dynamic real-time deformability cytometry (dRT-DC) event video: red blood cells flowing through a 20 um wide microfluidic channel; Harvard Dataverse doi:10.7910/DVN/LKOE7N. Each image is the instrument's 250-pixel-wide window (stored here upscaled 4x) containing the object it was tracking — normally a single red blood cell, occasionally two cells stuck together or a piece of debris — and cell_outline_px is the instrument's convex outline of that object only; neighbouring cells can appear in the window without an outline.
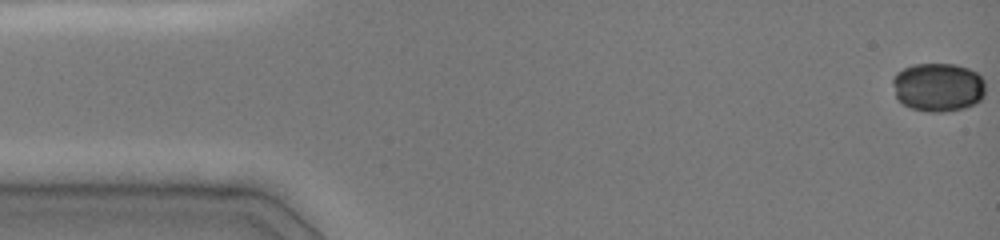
{"species": "common noctule bat (a hibernating species)", "species_latin": "Nyctalus noctula", "temperature_condition": "cold", "stored_images_in_passage": 14, "camera_frame_rate_fps": 3000, "um_per_image_px": 0.085, "animal": {"sex": "female", "body_mass_g": 19.0, "forearm_length_mm": 51.5}, "frame": {"image": 1, "passage_image": 1, "time_ms": 0.0, "image_size_px": [1000, 240], "cell_outline_px": [[984, 96], [976, 104], [964, 108], [944, 112], [928, 112], [912, 108], [904, 104], [896, 96], [892, 84], [892, 80], [896, 72], [904, 68], [916, 64], [956, 64], [968, 68], [976, 72], [984, 80]], "centroid_in_image_um": [79.75, 7.41], "position_along_channel_um": 5.3, "area_um2": 26.41}}
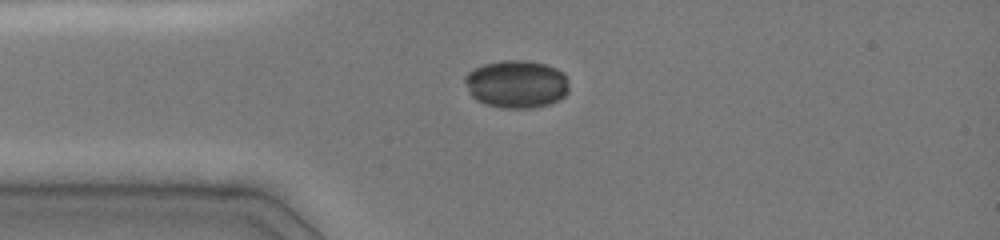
{"frame": {"image": 2, "passage_image": 12, "time_ms": 3.667, "image_size_px": [1000, 240], "cell_outline_px": [[568, 92], [560, 100], [548, 104], [532, 108], [500, 108], [484, 104], [476, 100], [468, 92], [464, 80], [464, 76], [468, 72], [484, 64], [500, 60], [524, 60], [544, 64], [556, 68], [564, 72], [568, 80]], "centroid_in_image_um": [43.9, 7.15], "position_along_channel_um": 41.1, "area_um2": 29.3}}